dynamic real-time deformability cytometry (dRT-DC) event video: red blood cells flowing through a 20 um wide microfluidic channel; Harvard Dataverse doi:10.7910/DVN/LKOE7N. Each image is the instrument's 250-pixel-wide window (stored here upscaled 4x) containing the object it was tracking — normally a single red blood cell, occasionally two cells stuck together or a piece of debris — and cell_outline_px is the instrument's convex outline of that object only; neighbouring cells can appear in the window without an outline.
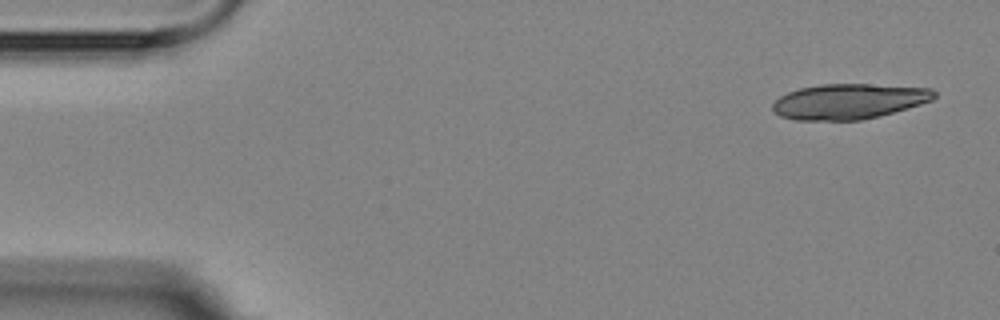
{"species": "Egyptian fruit bat (a non-hibernating species)", "species_latin": "Rousettus aegyptiacus", "temperature_condition": "room temperature", "stored_images_in_passage": 4, "camera_frame_rate_fps": 3000, "um_per_image_px": 0.085, "animal": {"sex": "female"}, "frame": {"image": 1, "passage_image": 1, "time_ms": 0.0, "image_size_px": [1000, 320], "cell_outline_px": [[936, 96], [932, 100], [920, 104], [892, 112], [860, 120], [796, 120], [780, 116], [772, 108], [772, 104], [780, 96], [788, 92], [800, 88], [820, 84], [868, 84], [932, 88], [936, 92]], "centroid_in_image_um": [72.14, 8.61], "position_along_channel_um": 12.9, "area_um2": 33.0}}